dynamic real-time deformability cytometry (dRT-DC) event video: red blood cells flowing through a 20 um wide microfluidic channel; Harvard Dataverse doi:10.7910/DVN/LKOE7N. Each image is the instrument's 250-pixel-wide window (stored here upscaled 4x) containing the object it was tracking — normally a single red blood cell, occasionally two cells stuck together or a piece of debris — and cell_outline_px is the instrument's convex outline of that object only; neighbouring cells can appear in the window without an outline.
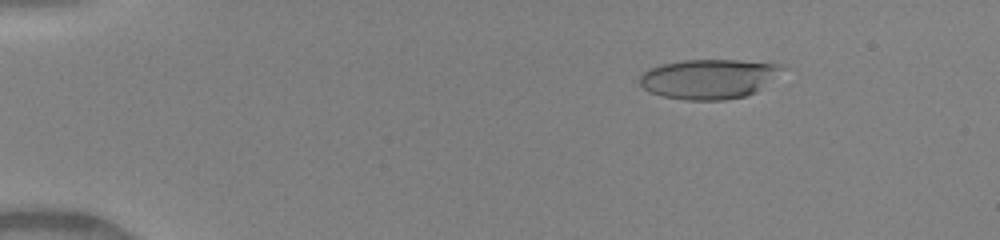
{"species": "human", "species_latin": "Homo sapiens", "temperature_condition": "warm", "stored_images_in_passage": 49, "camera_frame_rate_fps": 3000, "um_per_image_px": 0.085, "donor": {"sex": "female"}, "frame": {"image": 1, "passage_image": 8, "time_ms": 2.333, "image_size_px": [1000, 240], "cell_outline_px": [[792, 68], [756, 92], [744, 96], [724, 100], [684, 100], [660, 96], [648, 92], [640, 84], [640, 76], [644, 72], [660, 64], [684, 60], [736, 60], [788, 64]], "centroid_in_image_um": [60.38, 6.7], "position_along_channel_um": 24.6, "area_um2": 33.76}}
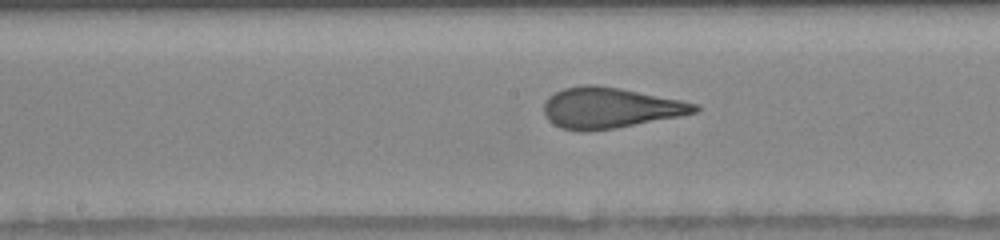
{"frame": {"image": 2, "passage_image": 27, "time_ms": 8.667, "image_size_px": [1000, 240], "cell_outline_px": [[700, 108], [696, 112], [680, 116], [616, 128], [588, 132], [580, 132], [560, 128], [552, 124], [544, 116], [544, 104], [548, 96], [564, 88], [584, 84], [596, 84], [620, 88], [680, 100], [696, 104]], "centroid_in_image_um": [51.79, 9.18], "position_along_channel_um": 196.4, "area_um2": 35.95}}
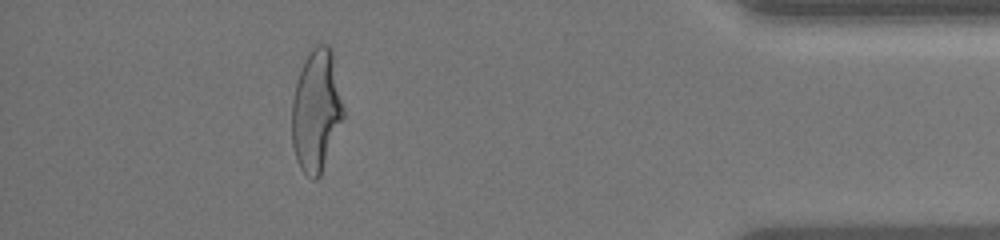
{"frame": {"image": 3, "passage_image": 45, "time_ms": 14.667, "image_size_px": [1000, 240], "cell_outline_px": [[344, 116], [320, 176], [316, 180], [312, 180], [300, 168], [296, 160], [292, 144], [292, 100], [296, 84], [304, 60], [312, 48], [316, 44], [328, 44], [332, 48], [344, 108]], "centroid_in_image_um": [26.89, 9.39], "position_along_channel_um": 408.3, "area_um2": 36.7}, "authors_computed_cell_mechanics": {"area_um2": 35.4314, "velocity_mm_per_s": 4.1797, "shape_relaxation_time_tau1_ms": 4.9031, "shape_relaxation_time_tau2_ms": 0.7118, "deformation_change_tau1": 0.215, "deformation_change_tau2": 0.0991}}